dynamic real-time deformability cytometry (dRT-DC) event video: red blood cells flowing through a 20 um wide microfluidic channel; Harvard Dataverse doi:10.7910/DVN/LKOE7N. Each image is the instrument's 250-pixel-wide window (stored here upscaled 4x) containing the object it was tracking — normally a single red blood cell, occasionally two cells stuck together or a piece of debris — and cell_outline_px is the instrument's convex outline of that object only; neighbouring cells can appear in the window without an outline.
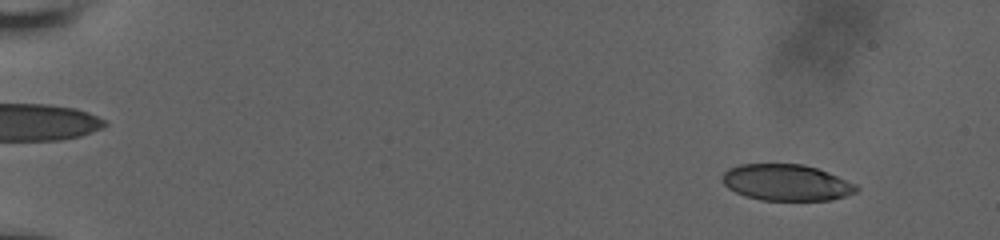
{"species": "human", "species_latin": "Homo sapiens", "temperature_condition": "room temperature", "stored_images_in_passage": 58, "camera_frame_rate_fps": 3000, "um_per_image_px": 0.085, "donor": {"sex": "male"}, "frame": {"image": 1, "passage_image": 7, "time_ms": 2.0, "image_size_px": [1000, 240], "cell_outline_px": [[860, 188], [856, 192], [832, 200], [760, 200], [744, 196], [728, 188], [724, 184], [724, 172], [728, 168], [740, 164], [804, 164], [828, 172], [856, 184]], "centroid_in_image_um": [66.85, 15.52], "position_along_channel_um": 18.1, "area_um2": 28.32}}
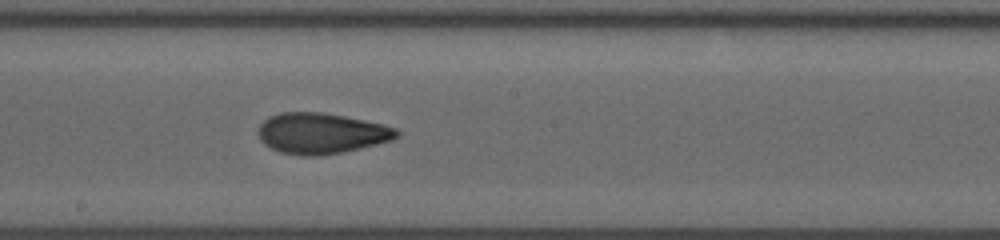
{"frame": {"image": 2, "passage_image": 35, "time_ms": 11.333, "image_size_px": [1000, 240], "cell_outline_px": [[400, 136], [392, 140], [360, 148], [320, 156], [300, 156], [280, 152], [264, 144], [260, 140], [256, 132], [260, 124], [268, 116], [280, 112], [320, 112], [344, 116], [384, 124], [396, 128], [400, 132]], "centroid_in_image_um": [27.28, 11.33], "position_along_channel_um": 220.9, "area_um2": 33.12}}
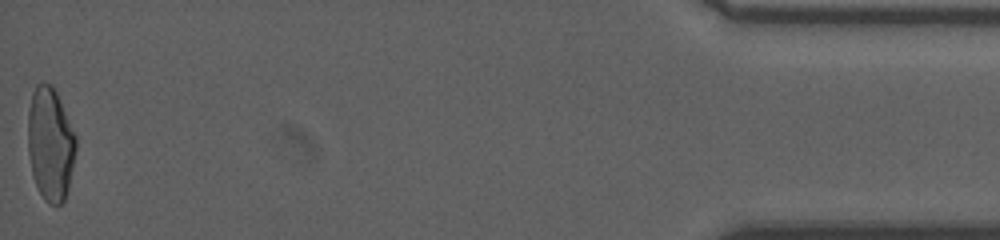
{"frame": {"image": 3, "passage_image": 58, "time_ms": 19.0, "image_size_px": [1000, 240], "cell_outline_px": [[76, 148], [68, 188], [64, 200], [56, 208], [48, 204], [44, 200], [36, 184], [32, 172], [28, 152], [28, 112], [32, 92], [36, 84], [52, 84], [56, 92], [76, 136]], "centroid_in_image_um": [4.27, 12.26], "position_along_channel_um": 430.9, "area_um2": 31.56}, "authors_computed_cell_mechanics": {"area_um2": 31.7033, "velocity_mm_per_s": 3.8479, "shape_relaxation_time_tau1_ms": 6.7345, "shape_relaxation_time_tau2_ms": 1.779, "deformation_change_tau1": 0.185, "deformation_change_tau2": 0.0748}}